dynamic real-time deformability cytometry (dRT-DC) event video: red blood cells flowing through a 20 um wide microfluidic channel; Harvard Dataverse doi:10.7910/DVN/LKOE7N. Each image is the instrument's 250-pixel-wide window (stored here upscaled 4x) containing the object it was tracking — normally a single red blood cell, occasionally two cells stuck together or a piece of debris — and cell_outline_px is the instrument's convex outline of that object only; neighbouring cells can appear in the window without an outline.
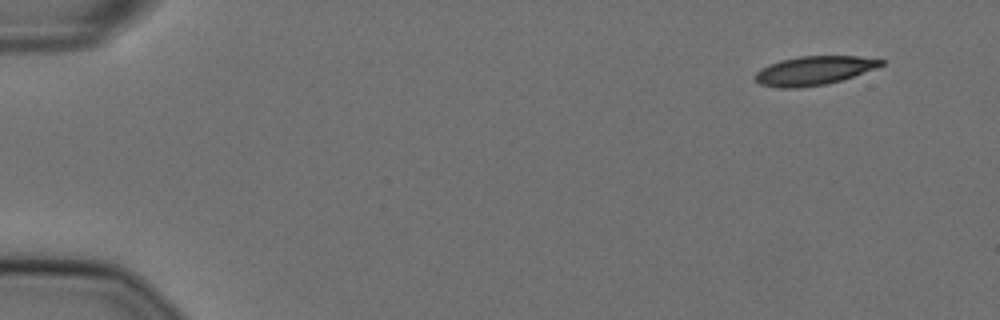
{"species": "Egyptian fruit bat (a non-hibernating species)", "species_latin": "Rousettus aegyptiacus", "temperature_condition": "cold", "stored_images_in_passage": 11, "camera_frame_rate_fps": 3000, "um_per_image_px": 0.085, "animal": {"sex": "female"}, "frame": {"image": 1, "passage_image": 1, "time_ms": 0.0, "image_size_px": [1000, 320], "cell_outline_px": [[884, 64], [876, 68], [828, 84], [796, 88], [776, 88], [760, 84], [752, 76], [760, 68], [768, 64], [780, 60], [800, 56], [856, 56], [884, 60]], "centroid_in_image_um": [69.12, 6.0], "position_along_channel_um": 15.9, "area_um2": 21.21}}